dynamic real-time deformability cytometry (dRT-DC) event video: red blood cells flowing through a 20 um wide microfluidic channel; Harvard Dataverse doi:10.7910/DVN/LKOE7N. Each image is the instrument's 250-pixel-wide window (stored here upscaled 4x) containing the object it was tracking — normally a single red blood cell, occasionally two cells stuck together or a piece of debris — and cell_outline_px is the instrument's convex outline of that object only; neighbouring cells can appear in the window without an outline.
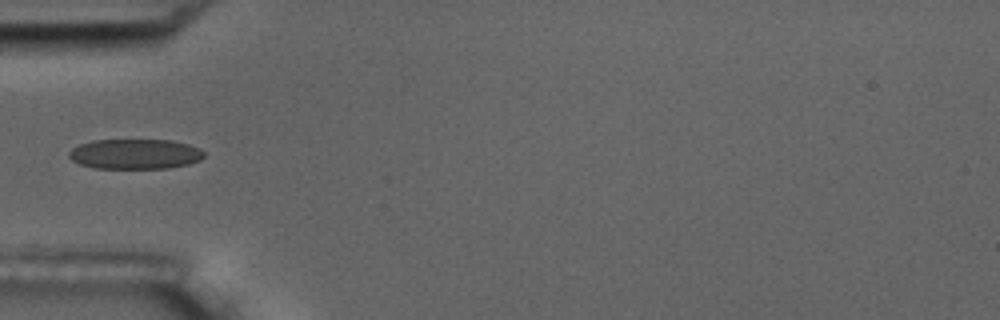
{"species": "common noctule bat (a hibernating species)", "species_latin": "Nyctalus noctula", "temperature_condition": "room temperature", "stored_images_in_passage": 8, "camera_frame_rate_fps": 3000, "um_per_image_px": 0.085, "animal": {"sex": "male", "body_mass_g": 17.5, "forearm_length_mm": 52.3}, "frame": {"image": 1, "passage_image": 6, "time_ms": 6.0, "image_size_px": [1000, 320], "cell_outline_px": [[204, 156], [200, 160], [188, 164], [168, 168], [92, 168], [80, 164], [72, 160], [68, 156], [68, 152], [72, 148], [80, 144], [92, 140], [172, 140], [188, 144], [200, 148], [204, 152]], "centroid_in_image_um": [11.47, 13.09], "position_along_channel_um": 73.5, "area_um2": 23.76}}